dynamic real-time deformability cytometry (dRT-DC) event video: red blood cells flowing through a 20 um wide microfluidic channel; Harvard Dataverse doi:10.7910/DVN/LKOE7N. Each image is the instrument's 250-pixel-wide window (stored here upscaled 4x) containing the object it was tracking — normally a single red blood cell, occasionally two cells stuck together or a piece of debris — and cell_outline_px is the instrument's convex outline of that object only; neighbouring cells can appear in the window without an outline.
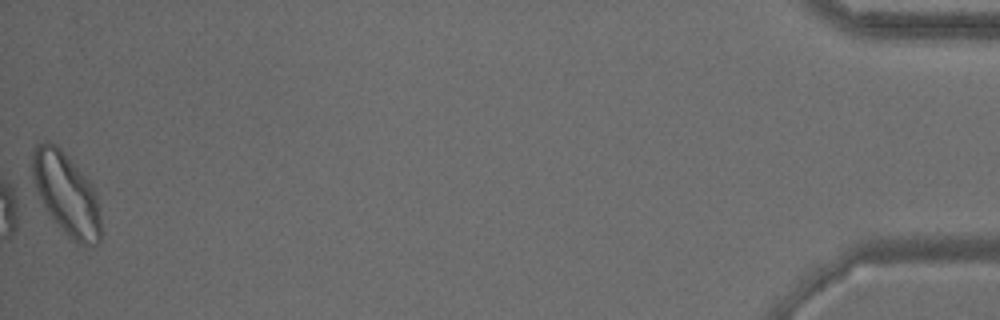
{"species": "common noctule bat (a hibernating species)", "species_latin": "Nyctalus noctula", "temperature_condition": "warm", "stored_images_in_passage": 42, "camera_frame_rate_fps": 3000, "um_per_image_px": 0.085, "animal": {"sex": "male", "body_mass_g": 15.6}, "frame": {"image": 1, "passage_image": 42, "time_ms": 13.667, "image_size_px": [1000, 320], "cell_outline_px": [[100, 240], [96, 244], [80, 244], [72, 240], [68, 236], [48, 212], [36, 188], [32, 176], [32, 152], [36, 144], [44, 140], [48, 140], [56, 144], [68, 156], [92, 184], [96, 192], [100, 216]], "centroid_in_image_um": [5.64, 16.42], "position_along_channel_um": 429.6, "area_um2": 32.48}}